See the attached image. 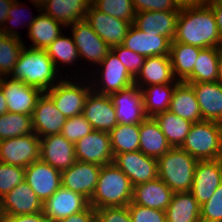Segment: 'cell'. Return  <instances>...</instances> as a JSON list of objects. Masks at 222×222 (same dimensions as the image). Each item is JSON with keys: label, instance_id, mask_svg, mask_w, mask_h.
<instances>
[{"label": "cell", "instance_id": "cell-31", "mask_svg": "<svg viewBox=\"0 0 222 222\" xmlns=\"http://www.w3.org/2000/svg\"><path fill=\"white\" fill-rule=\"evenodd\" d=\"M171 148L159 124L153 117H148L140 123L139 151L146 156L158 159Z\"/></svg>", "mask_w": 222, "mask_h": 222}, {"label": "cell", "instance_id": "cell-45", "mask_svg": "<svg viewBox=\"0 0 222 222\" xmlns=\"http://www.w3.org/2000/svg\"><path fill=\"white\" fill-rule=\"evenodd\" d=\"M201 222H222V183L213 196L201 205Z\"/></svg>", "mask_w": 222, "mask_h": 222}, {"label": "cell", "instance_id": "cell-38", "mask_svg": "<svg viewBox=\"0 0 222 222\" xmlns=\"http://www.w3.org/2000/svg\"><path fill=\"white\" fill-rule=\"evenodd\" d=\"M113 156L120 153L139 151L140 125L118 124L110 133Z\"/></svg>", "mask_w": 222, "mask_h": 222}, {"label": "cell", "instance_id": "cell-15", "mask_svg": "<svg viewBox=\"0 0 222 222\" xmlns=\"http://www.w3.org/2000/svg\"><path fill=\"white\" fill-rule=\"evenodd\" d=\"M85 20L110 48L122 45L132 25L130 22L112 17L97 10L92 4H90L88 8Z\"/></svg>", "mask_w": 222, "mask_h": 222}, {"label": "cell", "instance_id": "cell-42", "mask_svg": "<svg viewBox=\"0 0 222 222\" xmlns=\"http://www.w3.org/2000/svg\"><path fill=\"white\" fill-rule=\"evenodd\" d=\"M92 125L86 120L83 114L75 115L71 118H67L63 125L61 135L72 143H76L84 136L93 132Z\"/></svg>", "mask_w": 222, "mask_h": 222}, {"label": "cell", "instance_id": "cell-32", "mask_svg": "<svg viewBox=\"0 0 222 222\" xmlns=\"http://www.w3.org/2000/svg\"><path fill=\"white\" fill-rule=\"evenodd\" d=\"M59 25L64 26L51 16L45 15L42 11L39 16L33 17L28 27V36L33 43L31 48L46 50L51 43L62 35V30Z\"/></svg>", "mask_w": 222, "mask_h": 222}, {"label": "cell", "instance_id": "cell-39", "mask_svg": "<svg viewBox=\"0 0 222 222\" xmlns=\"http://www.w3.org/2000/svg\"><path fill=\"white\" fill-rule=\"evenodd\" d=\"M35 134L32 116L6 112L0 116V141Z\"/></svg>", "mask_w": 222, "mask_h": 222}, {"label": "cell", "instance_id": "cell-37", "mask_svg": "<svg viewBox=\"0 0 222 222\" xmlns=\"http://www.w3.org/2000/svg\"><path fill=\"white\" fill-rule=\"evenodd\" d=\"M177 84H161L143 87V104L148 117L169 110L172 94Z\"/></svg>", "mask_w": 222, "mask_h": 222}, {"label": "cell", "instance_id": "cell-29", "mask_svg": "<svg viewBox=\"0 0 222 222\" xmlns=\"http://www.w3.org/2000/svg\"><path fill=\"white\" fill-rule=\"evenodd\" d=\"M169 111L192 123L203 120L193 87L183 81L174 88Z\"/></svg>", "mask_w": 222, "mask_h": 222}, {"label": "cell", "instance_id": "cell-26", "mask_svg": "<svg viewBox=\"0 0 222 222\" xmlns=\"http://www.w3.org/2000/svg\"><path fill=\"white\" fill-rule=\"evenodd\" d=\"M173 193L165 182L157 177L154 180L133 186L131 203L165 211L171 202Z\"/></svg>", "mask_w": 222, "mask_h": 222}, {"label": "cell", "instance_id": "cell-36", "mask_svg": "<svg viewBox=\"0 0 222 222\" xmlns=\"http://www.w3.org/2000/svg\"><path fill=\"white\" fill-rule=\"evenodd\" d=\"M153 118L159 124L171 147H181L189 133L192 122L175 115L169 110L158 113Z\"/></svg>", "mask_w": 222, "mask_h": 222}, {"label": "cell", "instance_id": "cell-58", "mask_svg": "<svg viewBox=\"0 0 222 222\" xmlns=\"http://www.w3.org/2000/svg\"><path fill=\"white\" fill-rule=\"evenodd\" d=\"M217 123H218L219 130H220L221 145H222V119H220Z\"/></svg>", "mask_w": 222, "mask_h": 222}, {"label": "cell", "instance_id": "cell-12", "mask_svg": "<svg viewBox=\"0 0 222 222\" xmlns=\"http://www.w3.org/2000/svg\"><path fill=\"white\" fill-rule=\"evenodd\" d=\"M222 183V158L198 160L191 193L200 205L207 202Z\"/></svg>", "mask_w": 222, "mask_h": 222}, {"label": "cell", "instance_id": "cell-59", "mask_svg": "<svg viewBox=\"0 0 222 222\" xmlns=\"http://www.w3.org/2000/svg\"><path fill=\"white\" fill-rule=\"evenodd\" d=\"M2 214H1V211H0V222H2Z\"/></svg>", "mask_w": 222, "mask_h": 222}, {"label": "cell", "instance_id": "cell-23", "mask_svg": "<svg viewBox=\"0 0 222 222\" xmlns=\"http://www.w3.org/2000/svg\"><path fill=\"white\" fill-rule=\"evenodd\" d=\"M122 45L146 58L157 55L169 56L171 41L165 36L146 34L131 25Z\"/></svg>", "mask_w": 222, "mask_h": 222}, {"label": "cell", "instance_id": "cell-41", "mask_svg": "<svg viewBox=\"0 0 222 222\" xmlns=\"http://www.w3.org/2000/svg\"><path fill=\"white\" fill-rule=\"evenodd\" d=\"M91 4L105 14L133 24L136 12L132 0H95Z\"/></svg>", "mask_w": 222, "mask_h": 222}, {"label": "cell", "instance_id": "cell-18", "mask_svg": "<svg viewBox=\"0 0 222 222\" xmlns=\"http://www.w3.org/2000/svg\"><path fill=\"white\" fill-rule=\"evenodd\" d=\"M2 216H16L43 212V203L24 180L0 199Z\"/></svg>", "mask_w": 222, "mask_h": 222}, {"label": "cell", "instance_id": "cell-53", "mask_svg": "<svg viewBox=\"0 0 222 222\" xmlns=\"http://www.w3.org/2000/svg\"><path fill=\"white\" fill-rule=\"evenodd\" d=\"M15 0H0V26L6 23L8 11Z\"/></svg>", "mask_w": 222, "mask_h": 222}, {"label": "cell", "instance_id": "cell-16", "mask_svg": "<svg viewBox=\"0 0 222 222\" xmlns=\"http://www.w3.org/2000/svg\"><path fill=\"white\" fill-rule=\"evenodd\" d=\"M89 205L86 197L61 186L43 203V213L51 222H59L85 210Z\"/></svg>", "mask_w": 222, "mask_h": 222}, {"label": "cell", "instance_id": "cell-8", "mask_svg": "<svg viewBox=\"0 0 222 222\" xmlns=\"http://www.w3.org/2000/svg\"><path fill=\"white\" fill-rule=\"evenodd\" d=\"M109 96L115 108L118 124L140 125L148 118L144 109L142 90L136 84Z\"/></svg>", "mask_w": 222, "mask_h": 222}, {"label": "cell", "instance_id": "cell-40", "mask_svg": "<svg viewBox=\"0 0 222 222\" xmlns=\"http://www.w3.org/2000/svg\"><path fill=\"white\" fill-rule=\"evenodd\" d=\"M47 55L58 69V62L71 64L77 61L79 54L72 38L60 35L46 48Z\"/></svg>", "mask_w": 222, "mask_h": 222}, {"label": "cell", "instance_id": "cell-47", "mask_svg": "<svg viewBox=\"0 0 222 222\" xmlns=\"http://www.w3.org/2000/svg\"><path fill=\"white\" fill-rule=\"evenodd\" d=\"M96 222H131L128 206L95 209Z\"/></svg>", "mask_w": 222, "mask_h": 222}, {"label": "cell", "instance_id": "cell-56", "mask_svg": "<svg viewBox=\"0 0 222 222\" xmlns=\"http://www.w3.org/2000/svg\"><path fill=\"white\" fill-rule=\"evenodd\" d=\"M217 81L222 85V47H220V54L218 59V78Z\"/></svg>", "mask_w": 222, "mask_h": 222}, {"label": "cell", "instance_id": "cell-6", "mask_svg": "<svg viewBox=\"0 0 222 222\" xmlns=\"http://www.w3.org/2000/svg\"><path fill=\"white\" fill-rule=\"evenodd\" d=\"M40 159V138L27 134L0 141V162L26 168Z\"/></svg>", "mask_w": 222, "mask_h": 222}, {"label": "cell", "instance_id": "cell-35", "mask_svg": "<svg viewBox=\"0 0 222 222\" xmlns=\"http://www.w3.org/2000/svg\"><path fill=\"white\" fill-rule=\"evenodd\" d=\"M201 48L172 41L170 59L174 76L178 81H184L192 72Z\"/></svg>", "mask_w": 222, "mask_h": 222}, {"label": "cell", "instance_id": "cell-57", "mask_svg": "<svg viewBox=\"0 0 222 222\" xmlns=\"http://www.w3.org/2000/svg\"><path fill=\"white\" fill-rule=\"evenodd\" d=\"M33 1L34 5H36L37 8H41V5L46 1V0H31Z\"/></svg>", "mask_w": 222, "mask_h": 222}, {"label": "cell", "instance_id": "cell-17", "mask_svg": "<svg viewBox=\"0 0 222 222\" xmlns=\"http://www.w3.org/2000/svg\"><path fill=\"white\" fill-rule=\"evenodd\" d=\"M69 27L72 28V37L78 50L79 58L84 57L88 61L100 64L107 57L111 48L94 32L85 19L74 22Z\"/></svg>", "mask_w": 222, "mask_h": 222}, {"label": "cell", "instance_id": "cell-44", "mask_svg": "<svg viewBox=\"0 0 222 222\" xmlns=\"http://www.w3.org/2000/svg\"><path fill=\"white\" fill-rule=\"evenodd\" d=\"M111 50L116 54L121 63L126 67L130 75L135 79L141 71L145 57L131 51L123 45L113 47L111 48Z\"/></svg>", "mask_w": 222, "mask_h": 222}, {"label": "cell", "instance_id": "cell-1", "mask_svg": "<svg viewBox=\"0 0 222 222\" xmlns=\"http://www.w3.org/2000/svg\"><path fill=\"white\" fill-rule=\"evenodd\" d=\"M173 41L201 49L222 47V40L211 7L205 3L180 9Z\"/></svg>", "mask_w": 222, "mask_h": 222}, {"label": "cell", "instance_id": "cell-28", "mask_svg": "<svg viewBox=\"0 0 222 222\" xmlns=\"http://www.w3.org/2000/svg\"><path fill=\"white\" fill-rule=\"evenodd\" d=\"M189 84L196 94L202 119L215 122L222 119V85L218 81Z\"/></svg>", "mask_w": 222, "mask_h": 222}, {"label": "cell", "instance_id": "cell-5", "mask_svg": "<svg viewBox=\"0 0 222 222\" xmlns=\"http://www.w3.org/2000/svg\"><path fill=\"white\" fill-rule=\"evenodd\" d=\"M181 148L197 160L222 158L221 136L218 123L207 120L192 123Z\"/></svg>", "mask_w": 222, "mask_h": 222}, {"label": "cell", "instance_id": "cell-33", "mask_svg": "<svg viewBox=\"0 0 222 222\" xmlns=\"http://www.w3.org/2000/svg\"><path fill=\"white\" fill-rule=\"evenodd\" d=\"M7 27V29L5 28ZM12 30V31H11ZM20 35L6 24L0 27V76L10 75L24 48Z\"/></svg>", "mask_w": 222, "mask_h": 222}, {"label": "cell", "instance_id": "cell-3", "mask_svg": "<svg viewBox=\"0 0 222 222\" xmlns=\"http://www.w3.org/2000/svg\"><path fill=\"white\" fill-rule=\"evenodd\" d=\"M57 72L46 50L24 46L10 77L46 92L54 86Z\"/></svg>", "mask_w": 222, "mask_h": 222}, {"label": "cell", "instance_id": "cell-11", "mask_svg": "<svg viewBox=\"0 0 222 222\" xmlns=\"http://www.w3.org/2000/svg\"><path fill=\"white\" fill-rule=\"evenodd\" d=\"M74 147L75 158L78 161L103 166L114 160L110 136L107 132L94 130L78 140Z\"/></svg>", "mask_w": 222, "mask_h": 222}, {"label": "cell", "instance_id": "cell-46", "mask_svg": "<svg viewBox=\"0 0 222 222\" xmlns=\"http://www.w3.org/2000/svg\"><path fill=\"white\" fill-rule=\"evenodd\" d=\"M131 222H167L165 211L152 209L138 204L128 205Z\"/></svg>", "mask_w": 222, "mask_h": 222}, {"label": "cell", "instance_id": "cell-55", "mask_svg": "<svg viewBox=\"0 0 222 222\" xmlns=\"http://www.w3.org/2000/svg\"><path fill=\"white\" fill-rule=\"evenodd\" d=\"M7 112V100L3 94L2 88L0 87V116Z\"/></svg>", "mask_w": 222, "mask_h": 222}, {"label": "cell", "instance_id": "cell-14", "mask_svg": "<svg viewBox=\"0 0 222 222\" xmlns=\"http://www.w3.org/2000/svg\"><path fill=\"white\" fill-rule=\"evenodd\" d=\"M24 180L42 203L62 186L61 171L40 159L25 168Z\"/></svg>", "mask_w": 222, "mask_h": 222}, {"label": "cell", "instance_id": "cell-7", "mask_svg": "<svg viewBox=\"0 0 222 222\" xmlns=\"http://www.w3.org/2000/svg\"><path fill=\"white\" fill-rule=\"evenodd\" d=\"M56 85V86H55ZM46 93L53 99L56 108L65 116L71 118L83 112L85 100L92 90L90 86L75 84L72 81L60 80ZM82 85V86H81Z\"/></svg>", "mask_w": 222, "mask_h": 222}, {"label": "cell", "instance_id": "cell-27", "mask_svg": "<svg viewBox=\"0 0 222 222\" xmlns=\"http://www.w3.org/2000/svg\"><path fill=\"white\" fill-rule=\"evenodd\" d=\"M90 4L89 0H46L41 5V10L68 27L85 19Z\"/></svg>", "mask_w": 222, "mask_h": 222}, {"label": "cell", "instance_id": "cell-22", "mask_svg": "<svg viewBox=\"0 0 222 222\" xmlns=\"http://www.w3.org/2000/svg\"><path fill=\"white\" fill-rule=\"evenodd\" d=\"M179 11H144L135 13L133 26L145 32L167 37L171 42L176 34Z\"/></svg>", "mask_w": 222, "mask_h": 222}, {"label": "cell", "instance_id": "cell-51", "mask_svg": "<svg viewBox=\"0 0 222 222\" xmlns=\"http://www.w3.org/2000/svg\"><path fill=\"white\" fill-rule=\"evenodd\" d=\"M207 4L211 7L213 11L220 38L222 40V1L208 0Z\"/></svg>", "mask_w": 222, "mask_h": 222}, {"label": "cell", "instance_id": "cell-24", "mask_svg": "<svg viewBox=\"0 0 222 222\" xmlns=\"http://www.w3.org/2000/svg\"><path fill=\"white\" fill-rule=\"evenodd\" d=\"M100 65H103V68L102 72H99L102 80L99 86L103 87L97 91L95 88L92 89L94 92L110 95L134 84V78L112 50L108 52L107 57L102 60Z\"/></svg>", "mask_w": 222, "mask_h": 222}, {"label": "cell", "instance_id": "cell-30", "mask_svg": "<svg viewBox=\"0 0 222 222\" xmlns=\"http://www.w3.org/2000/svg\"><path fill=\"white\" fill-rule=\"evenodd\" d=\"M165 215L167 222H201V205L191 192H175Z\"/></svg>", "mask_w": 222, "mask_h": 222}, {"label": "cell", "instance_id": "cell-50", "mask_svg": "<svg viewBox=\"0 0 222 222\" xmlns=\"http://www.w3.org/2000/svg\"><path fill=\"white\" fill-rule=\"evenodd\" d=\"M59 222H96L95 209L89 205L85 210L72 214Z\"/></svg>", "mask_w": 222, "mask_h": 222}, {"label": "cell", "instance_id": "cell-25", "mask_svg": "<svg viewBox=\"0 0 222 222\" xmlns=\"http://www.w3.org/2000/svg\"><path fill=\"white\" fill-rule=\"evenodd\" d=\"M175 79L170 56L157 55L145 58L134 84L142 89L146 85L178 84L180 81Z\"/></svg>", "mask_w": 222, "mask_h": 222}, {"label": "cell", "instance_id": "cell-9", "mask_svg": "<svg viewBox=\"0 0 222 222\" xmlns=\"http://www.w3.org/2000/svg\"><path fill=\"white\" fill-rule=\"evenodd\" d=\"M113 163L130 179L133 186L158 177L157 159L141 151L116 154Z\"/></svg>", "mask_w": 222, "mask_h": 222}, {"label": "cell", "instance_id": "cell-19", "mask_svg": "<svg viewBox=\"0 0 222 222\" xmlns=\"http://www.w3.org/2000/svg\"><path fill=\"white\" fill-rule=\"evenodd\" d=\"M101 166L76 160L68 169L61 171L62 187L71 189L89 201L95 190Z\"/></svg>", "mask_w": 222, "mask_h": 222}, {"label": "cell", "instance_id": "cell-52", "mask_svg": "<svg viewBox=\"0 0 222 222\" xmlns=\"http://www.w3.org/2000/svg\"><path fill=\"white\" fill-rule=\"evenodd\" d=\"M19 6L21 7L22 4L20 5V3L17 0H15L12 4L10 10L8 11V18H7L6 22L10 21V23H12V24H14V22H17V23L20 22L19 19L22 18L24 15H22L21 11H19L20 10Z\"/></svg>", "mask_w": 222, "mask_h": 222}, {"label": "cell", "instance_id": "cell-49", "mask_svg": "<svg viewBox=\"0 0 222 222\" xmlns=\"http://www.w3.org/2000/svg\"><path fill=\"white\" fill-rule=\"evenodd\" d=\"M2 217V222H51L43 212Z\"/></svg>", "mask_w": 222, "mask_h": 222}, {"label": "cell", "instance_id": "cell-4", "mask_svg": "<svg viewBox=\"0 0 222 222\" xmlns=\"http://www.w3.org/2000/svg\"><path fill=\"white\" fill-rule=\"evenodd\" d=\"M198 160L181 147H172L157 159L158 177L175 192H190Z\"/></svg>", "mask_w": 222, "mask_h": 222}, {"label": "cell", "instance_id": "cell-21", "mask_svg": "<svg viewBox=\"0 0 222 222\" xmlns=\"http://www.w3.org/2000/svg\"><path fill=\"white\" fill-rule=\"evenodd\" d=\"M40 160L60 171L70 168L75 162L74 143L61 134L40 138Z\"/></svg>", "mask_w": 222, "mask_h": 222}, {"label": "cell", "instance_id": "cell-20", "mask_svg": "<svg viewBox=\"0 0 222 222\" xmlns=\"http://www.w3.org/2000/svg\"><path fill=\"white\" fill-rule=\"evenodd\" d=\"M32 121L35 134L42 138L61 134L66 118L56 108L53 99L46 92H43L33 110Z\"/></svg>", "mask_w": 222, "mask_h": 222}, {"label": "cell", "instance_id": "cell-10", "mask_svg": "<svg viewBox=\"0 0 222 222\" xmlns=\"http://www.w3.org/2000/svg\"><path fill=\"white\" fill-rule=\"evenodd\" d=\"M7 78H0V87L7 100V112L32 116L37 100L43 92L20 80Z\"/></svg>", "mask_w": 222, "mask_h": 222}, {"label": "cell", "instance_id": "cell-34", "mask_svg": "<svg viewBox=\"0 0 222 222\" xmlns=\"http://www.w3.org/2000/svg\"><path fill=\"white\" fill-rule=\"evenodd\" d=\"M220 48H203L199 51L193 72L183 81L186 83L216 82Z\"/></svg>", "mask_w": 222, "mask_h": 222}, {"label": "cell", "instance_id": "cell-13", "mask_svg": "<svg viewBox=\"0 0 222 222\" xmlns=\"http://www.w3.org/2000/svg\"><path fill=\"white\" fill-rule=\"evenodd\" d=\"M82 114L94 130L110 133L118 125L110 96L93 90L85 100Z\"/></svg>", "mask_w": 222, "mask_h": 222}, {"label": "cell", "instance_id": "cell-2", "mask_svg": "<svg viewBox=\"0 0 222 222\" xmlns=\"http://www.w3.org/2000/svg\"><path fill=\"white\" fill-rule=\"evenodd\" d=\"M132 195L130 179L112 162L101 166L89 204L94 209L128 206Z\"/></svg>", "mask_w": 222, "mask_h": 222}, {"label": "cell", "instance_id": "cell-43", "mask_svg": "<svg viewBox=\"0 0 222 222\" xmlns=\"http://www.w3.org/2000/svg\"><path fill=\"white\" fill-rule=\"evenodd\" d=\"M25 179V168L0 162V199Z\"/></svg>", "mask_w": 222, "mask_h": 222}, {"label": "cell", "instance_id": "cell-48", "mask_svg": "<svg viewBox=\"0 0 222 222\" xmlns=\"http://www.w3.org/2000/svg\"><path fill=\"white\" fill-rule=\"evenodd\" d=\"M136 13L144 11H180L174 0H132Z\"/></svg>", "mask_w": 222, "mask_h": 222}, {"label": "cell", "instance_id": "cell-54", "mask_svg": "<svg viewBox=\"0 0 222 222\" xmlns=\"http://www.w3.org/2000/svg\"><path fill=\"white\" fill-rule=\"evenodd\" d=\"M208 0H174L179 9L200 6L207 3Z\"/></svg>", "mask_w": 222, "mask_h": 222}]
</instances>
